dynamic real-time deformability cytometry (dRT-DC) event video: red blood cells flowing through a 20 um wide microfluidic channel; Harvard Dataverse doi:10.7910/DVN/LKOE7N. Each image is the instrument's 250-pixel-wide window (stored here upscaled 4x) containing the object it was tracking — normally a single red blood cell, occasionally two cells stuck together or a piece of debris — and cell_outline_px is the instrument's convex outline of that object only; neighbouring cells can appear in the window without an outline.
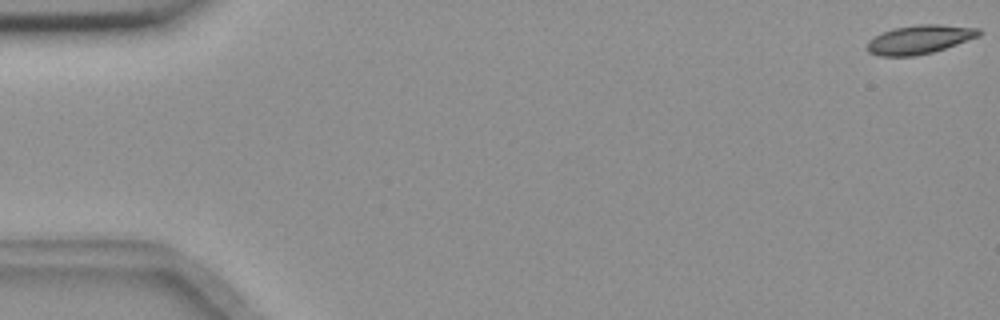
{"species": "common noctule bat (a hibernating species)", "species_latin": "Nyctalus noctula", "temperature_condition": "room temperature", "stored_images_in_passage": 17, "camera_frame_rate_fps": 3000, "um_per_image_px": 0.085, "animal": {"sex": "female", "body_mass_g": 18.4}, "frame": {"image": 1, "passage_image": 1, "time_ms": 0.0, "image_size_px": [1000, 320], "cell_outline_px": [[980, 36], [932, 52], [916, 56], [880, 56], [868, 52], [864, 48], [868, 40], [884, 32], [896, 28], [920, 24], [940, 24], [980, 28]], "centroid_in_image_um": [78.14, 3.36], "position_along_channel_um": 6.9, "area_um2": 18.67}}
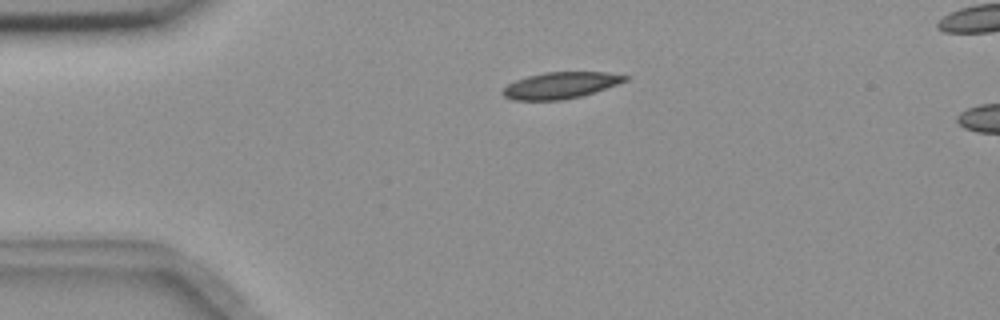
{"frame": {"image": 2, "passage_image": 13, "time_ms": 4.0, "image_size_px": [1000, 320], "cell_outline_px": [[628, 80], [580, 96], [564, 100], [512, 100], [504, 96], [500, 92], [508, 84], [516, 80], [528, 76], [544, 72], [604, 72], [628, 76]], "centroid_in_image_um": [47.58, 7.25], "position_along_channel_um": 37.4, "area_um2": 18.61}}